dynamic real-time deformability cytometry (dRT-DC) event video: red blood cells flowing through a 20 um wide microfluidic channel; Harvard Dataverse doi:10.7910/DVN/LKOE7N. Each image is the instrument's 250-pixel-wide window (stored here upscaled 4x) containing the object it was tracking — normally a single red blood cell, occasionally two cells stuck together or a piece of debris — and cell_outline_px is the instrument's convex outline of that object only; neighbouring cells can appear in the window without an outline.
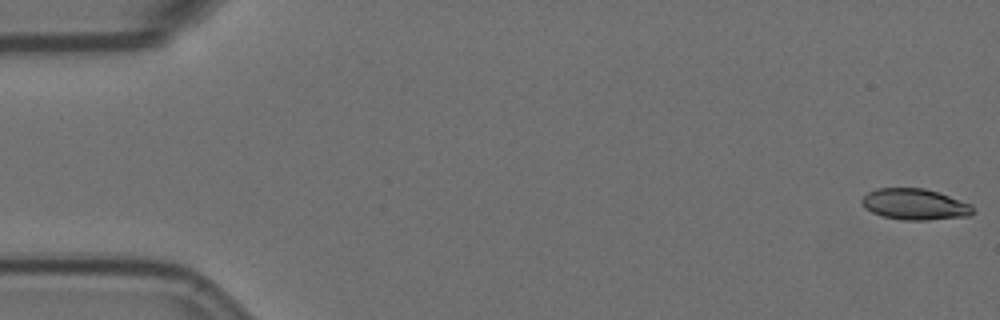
{"species": "Egyptian fruit bat (a non-hibernating species)", "species_latin": "Rousettus aegyptiacus", "temperature_condition": "room temperature", "stored_images_in_passage": 58, "camera_frame_rate_fps": 3000, "um_per_image_px": 0.085, "animal": {"sex": "female"}, "frame": {"image": 1, "passage_image": 1, "time_ms": 0.0, "image_size_px": [1000, 320], "cell_outline_px": [[976, 212], [968, 216], [928, 220], [904, 220], [884, 216], [872, 212], [864, 208], [860, 200], [868, 192], [876, 188], [924, 188], [972, 204]], "centroid_in_image_um": [77.76, 17.37], "position_along_channel_um": 7.2, "area_um2": 20.11}}
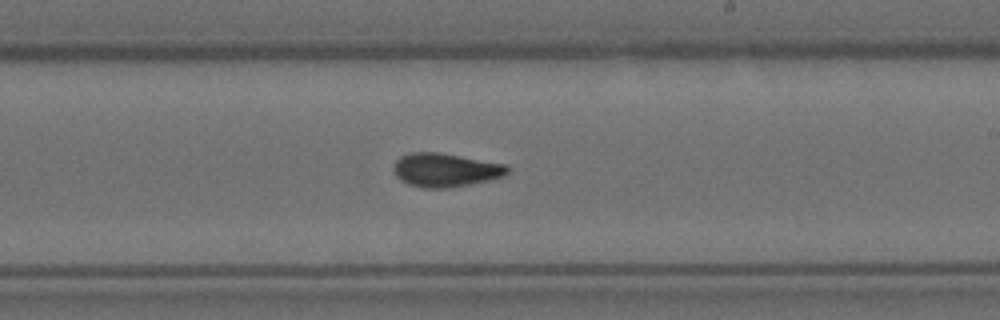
{"frame": {"image": 2, "passage_image": 34, "time_ms": 11.0, "image_size_px": [1000, 320], "cell_outline_px": [[512, 168], [504, 176], [492, 180], [472, 184], [444, 188], [424, 188], [408, 184], [400, 180], [392, 172], [392, 168], [396, 160], [400, 156], [408, 152], [440, 152], [508, 164]], "centroid_in_image_um": [37.88, 14.44], "position_along_channel_um": 251.1, "area_um2": 22.89}}
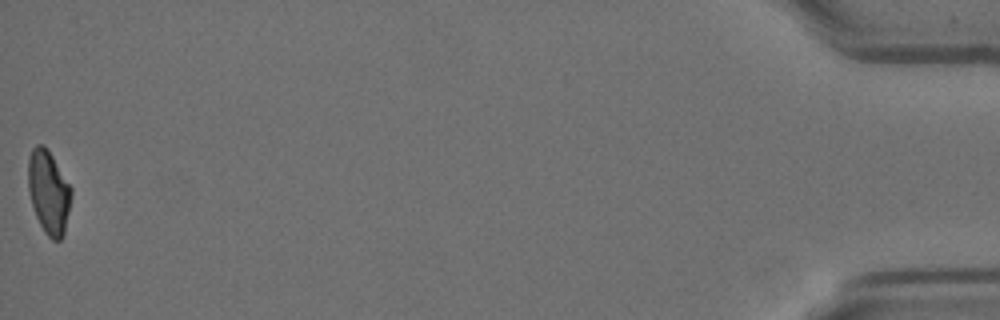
{"frame": {"image": 3, "passage_image": 58, "time_ms": 19.0, "image_size_px": [1000, 320], "cell_outline_px": [[72, 192], [64, 236], [60, 240], [52, 240], [44, 232], [36, 216], [32, 204], [28, 188], [28, 156], [32, 148], [36, 144], [44, 144], [48, 148], [72, 188]], "centroid_in_image_um": [4.13, 16.3], "position_along_channel_um": 431.1, "area_um2": 21.15}, "authors_computed_cell_mechanics": {"area_um2": 21.3571, "velocity_mm_per_s": 3.5135, "shape_relaxation_time_tau1_ms": null, "shape_relaxation_time_tau2_ms": 3.2491, "deformation_change_tau1": null, "deformation_change_tau2": 0.0853}}